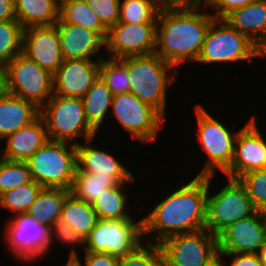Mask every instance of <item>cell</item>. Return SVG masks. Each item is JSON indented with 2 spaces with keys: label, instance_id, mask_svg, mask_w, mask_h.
<instances>
[{
  "label": "cell",
  "instance_id": "33",
  "mask_svg": "<svg viewBox=\"0 0 266 266\" xmlns=\"http://www.w3.org/2000/svg\"><path fill=\"white\" fill-rule=\"evenodd\" d=\"M24 28L18 20L0 22V60L6 65L23 51Z\"/></svg>",
  "mask_w": 266,
  "mask_h": 266
},
{
  "label": "cell",
  "instance_id": "44",
  "mask_svg": "<svg viewBox=\"0 0 266 266\" xmlns=\"http://www.w3.org/2000/svg\"><path fill=\"white\" fill-rule=\"evenodd\" d=\"M9 20H17L14 9V0H0V22Z\"/></svg>",
  "mask_w": 266,
  "mask_h": 266
},
{
  "label": "cell",
  "instance_id": "21",
  "mask_svg": "<svg viewBox=\"0 0 266 266\" xmlns=\"http://www.w3.org/2000/svg\"><path fill=\"white\" fill-rule=\"evenodd\" d=\"M44 119L39 116L28 126L8 135L0 144V157L9 161L26 162L49 141ZM2 147V148H1Z\"/></svg>",
  "mask_w": 266,
  "mask_h": 266
},
{
  "label": "cell",
  "instance_id": "31",
  "mask_svg": "<svg viewBox=\"0 0 266 266\" xmlns=\"http://www.w3.org/2000/svg\"><path fill=\"white\" fill-rule=\"evenodd\" d=\"M42 188L40 184L32 180L27 184L4 192L0 195L1 211H4V209L9 210L10 214L8 213V215L10 216L27 213Z\"/></svg>",
  "mask_w": 266,
  "mask_h": 266
},
{
  "label": "cell",
  "instance_id": "34",
  "mask_svg": "<svg viewBox=\"0 0 266 266\" xmlns=\"http://www.w3.org/2000/svg\"><path fill=\"white\" fill-rule=\"evenodd\" d=\"M158 12L154 0H121L118 22L157 23Z\"/></svg>",
  "mask_w": 266,
  "mask_h": 266
},
{
  "label": "cell",
  "instance_id": "15",
  "mask_svg": "<svg viewBox=\"0 0 266 266\" xmlns=\"http://www.w3.org/2000/svg\"><path fill=\"white\" fill-rule=\"evenodd\" d=\"M255 115L257 114H252L239 130L233 159L230 168L223 174L224 177L238 180L248 172L266 168V137L259 128Z\"/></svg>",
  "mask_w": 266,
  "mask_h": 266
},
{
  "label": "cell",
  "instance_id": "6",
  "mask_svg": "<svg viewBox=\"0 0 266 266\" xmlns=\"http://www.w3.org/2000/svg\"><path fill=\"white\" fill-rule=\"evenodd\" d=\"M40 116L44 119L51 141L76 145L103 135L88 123L82 98L53 94L40 108Z\"/></svg>",
  "mask_w": 266,
  "mask_h": 266
},
{
  "label": "cell",
  "instance_id": "49",
  "mask_svg": "<svg viewBox=\"0 0 266 266\" xmlns=\"http://www.w3.org/2000/svg\"><path fill=\"white\" fill-rule=\"evenodd\" d=\"M211 266H226L223 261L219 258Z\"/></svg>",
  "mask_w": 266,
  "mask_h": 266
},
{
  "label": "cell",
  "instance_id": "26",
  "mask_svg": "<svg viewBox=\"0 0 266 266\" xmlns=\"http://www.w3.org/2000/svg\"><path fill=\"white\" fill-rule=\"evenodd\" d=\"M16 19L24 29L55 25L59 20L57 0H14Z\"/></svg>",
  "mask_w": 266,
  "mask_h": 266
},
{
  "label": "cell",
  "instance_id": "12",
  "mask_svg": "<svg viewBox=\"0 0 266 266\" xmlns=\"http://www.w3.org/2000/svg\"><path fill=\"white\" fill-rule=\"evenodd\" d=\"M6 91L41 108L53 96V74L20 53L5 65Z\"/></svg>",
  "mask_w": 266,
  "mask_h": 266
},
{
  "label": "cell",
  "instance_id": "8",
  "mask_svg": "<svg viewBox=\"0 0 266 266\" xmlns=\"http://www.w3.org/2000/svg\"><path fill=\"white\" fill-rule=\"evenodd\" d=\"M26 162L32 180L42 187L71 190L77 169L75 144L49 140Z\"/></svg>",
  "mask_w": 266,
  "mask_h": 266
},
{
  "label": "cell",
  "instance_id": "40",
  "mask_svg": "<svg viewBox=\"0 0 266 266\" xmlns=\"http://www.w3.org/2000/svg\"><path fill=\"white\" fill-rule=\"evenodd\" d=\"M254 0H203L202 7L214 18L224 19L235 9L243 8ZM211 9V12L209 11Z\"/></svg>",
  "mask_w": 266,
  "mask_h": 266
},
{
  "label": "cell",
  "instance_id": "11",
  "mask_svg": "<svg viewBox=\"0 0 266 266\" xmlns=\"http://www.w3.org/2000/svg\"><path fill=\"white\" fill-rule=\"evenodd\" d=\"M138 219H98L85 238L84 251L108 253L121 258L134 251L143 239L142 216Z\"/></svg>",
  "mask_w": 266,
  "mask_h": 266
},
{
  "label": "cell",
  "instance_id": "43",
  "mask_svg": "<svg viewBox=\"0 0 266 266\" xmlns=\"http://www.w3.org/2000/svg\"><path fill=\"white\" fill-rule=\"evenodd\" d=\"M159 10L182 9L202 5L203 0H154Z\"/></svg>",
  "mask_w": 266,
  "mask_h": 266
},
{
  "label": "cell",
  "instance_id": "4",
  "mask_svg": "<svg viewBox=\"0 0 266 266\" xmlns=\"http://www.w3.org/2000/svg\"><path fill=\"white\" fill-rule=\"evenodd\" d=\"M203 105L199 102L193 108L196 117L193 119L197 122L194 125L196 135H193L196 136L195 140L199 144L198 149H202L200 151L204 152L203 159L206 161L196 176L219 177L221 175V179H224L222 174L230 168L234 155L235 139L241 128L236 129L237 124H234L231 126L233 130H231L230 125L225 124L226 121L219 117L216 119L215 114L212 116V112H208Z\"/></svg>",
  "mask_w": 266,
  "mask_h": 266
},
{
  "label": "cell",
  "instance_id": "46",
  "mask_svg": "<svg viewBox=\"0 0 266 266\" xmlns=\"http://www.w3.org/2000/svg\"><path fill=\"white\" fill-rule=\"evenodd\" d=\"M66 264L63 266H83L81 260L77 256L67 257Z\"/></svg>",
  "mask_w": 266,
  "mask_h": 266
},
{
  "label": "cell",
  "instance_id": "37",
  "mask_svg": "<svg viewBox=\"0 0 266 266\" xmlns=\"http://www.w3.org/2000/svg\"><path fill=\"white\" fill-rule=\"evenodd\" d=\"M50 240L51 252L55 250L53 249L56 248L54 247L56 246L55 244H60V247L65 246L63 248L68 247L67 249L69 250V253H66L69 257L79 256L81 253L77 250L78 248H80L81 252H84L85 238L71 227L62 223L60 220L56 221L50 228Z\"/></svg>",
  "mask_w": 266,
  "mask_h": 266
},
{
  "label": "cell",
  "instance_id": "23",
  "mask_svg": "<svg viewBox=\"0 0 266 266\" xmlns=\"http://www.w3.org/2000/svg\"><path fill=\"white\" fill-rule=\"evenodd\" d=\"M131 184L137 185L138 183H118L116 186L105 189L103 193L97 197L91 205L96 212L98 219H136V210L134 212L132 209L133 207H131L132 203H130V200L133 198L128 199L132 195L130 191H128V189L133 186ZM128 185L130 186L128 187Z\"/></svg>",
  "mask_w": 266,
  "mask_h": 266
},
{
  "label": "cell",
  "instance_id": "52",
  "mask_svg": "<svg viewBox=\"0 0 266 266\" xmlns=\"http://www.w3.org/2000/svg\"><path fill=\"white\" fill-rule=\"evenodd\" d=\"M65 1H67V0H57L58 4H61V3L65 2Z\"/></svg>",
  "mask_w": 266,
  "mask_h": 266
},
{
  "label": "cell",
  "instance_id": "14",
  "mask_svg": "<svg viewBox=\"0 0 266 266\" xmlns=\"http://www.w3.org/2000/svg\"><path fill=\"white\" fill-rule=\"evenodd\" d=\"M157 23L118 22L108 30L105 40L106 57L121 59L148 55L156 50Z\"/></svg>",
  "mask_w": 266,
  "mask_h": 266
},
{
  "label": "cell",
  "instance_id": "29",
  "mask_svg": "<svg viewBox=\"0 0 266 266\" xmlns=\"http://www.w3.org/2000/svg\"><path fill=\"white\" fill-rule=\"evenodd\" d=\"M57 23H70L95 31L104 41L108 30L102 25L98 16L85 0H67L59 4V20Z\"/></svg>",
  "mask_w": 266,
  "mask_h": 266
},
{
  "label": "cell",
  "instance_id": "13",
  "mask_svg": "<svg viewBox=\"0 0 266 266\" xmlns=\"http://www.w3.org/2000/svg\"><path fill=\"white\" fill-rule=\"evenodd\" d=\"M159 246L165 266H211L219 259L217 237L206 229L169 236Z\"/></svg>",
  "mask_w": 266,
  "mask_h": 266
},
{
  "label": "cell",
  "instance_id": "22",
  "mask_svg": "<svg viewBox=\"0 0 266 266\" xmlns=\"http://www.w3.org/2000/svg\"><path fill=\"white\" fill-rule=\"evenodd\" d=\"M40 116L34 103L5 93L0 98V143L8 135L28 126Z\"/></svg>",
  "mask_w": 266,
  "mask_h": 266
},
{
  "label": "cell",
  "instance_id": "9",
  "mask_svg": "<svg viewBox=\"0 0 266 266\" xmlns=\"http://www.w3.org/2000/svg\"><path fill=\"white\" fill-rule=\"evenodd\" d=\"M8 219L5 226L3 225L2 236L4 245L12 258H15L13 260H17L20 265L23 262L30 265L44 261L50 256L51 240L48 226L38 223L27 213L14 214Z\"/></svg>",
  "mask_w": 266,
  "mask_h": 266
},
{
  "label": "cell",
  "instance_id": "32",
  "mask_svg": "<svg viewBox=\"0 0 266 266\" xmlns=\"http://www.w3.org/2000/svg\"><path fill=\"white\" fill-rule=\"evenodd\" d=\"M100 77L113 95L129 93V70L121 59L103 57L100 60Z\"/></svg>",
  "mask_w": 266,
  "mask_h": 266
},
{
  "label": "cell",
  "instance_id": "48",
  "mask_svg": "<svg viewBox=\"0 0 266 266\" xmlns=\"http://www.w3.org/2000/svg\"><path fill=\"white\" fill-rule=\"evenodd\" d=\"M258 257L260 259V263L262 266H266V244L265 246L259 251Z\"/></svg>",
  "mask_w": 266,
  "mask_h": 266
},
{
  "label": "cell",
  "instance_id": "7",
  "mask_svg": "<svg viewBox=\"0 0 266 266\" xmlns=\"http://www.w3.org/2000/svg\"><path fill=\"white\" fill-rule=\"evenodd\" d=\"M213 177L208 176L207 220L205 229L216 237L229 225L248 216L256 209L245 187L236 179L224 177L225 183L215 188ZM220 187V188H219ZM214 188V189H213Z\"/></svg>",
  "mask_w": 266,
  "mask_h": 266
},
{
  "label": "cell",
  "instance_id": "39",
  "mask_svg": "<svg viewBox=\"0 0 266 266\" xmlns=\"http://www.w3.org/2000/svg\"><path fill=\"white\" fill-rule=\"evenodd\" d=\"M88 6L98 16L102 25L109 30L119 21L121 0H85Z\"/></svg>",
  "mask_w": 266,
  "mask_h": 266
},
{
  "label": "cell",
  "instance_id": "18",
  "mask_svg": "<svg viewBox=\"0 0 266 266\" xmlns=\"http://www.w3.org/2000/svg\"><path fill=\"white\" fill-rule=\"evenodd\" d=\"M22 53L54 74L63 63L56 25L24 29Z\"/></svg>",
  "mask_w": 266,
  "mask_h": 266
},
{
  "label": "cell",
  "instance_id": "5",
  "mask_svg": "<svg viewBox=\"0 0 266 266\" xmlns=\"http://www.w3.org/2000/svg\"><path fill=\"white\" fill-rule=\"evenodd\" d=\"M257 49L258 45L248 36L240 33L224 19L214 18L195 65L219 68L220 64L225 66L224 64L231 65L232 62L252 64L253 60H257Z\"/></svg>",
  "mask_w": 266,
  "mask_h": 266
},
{
  "label": "cell",
  "instance_id": "35",
  "mask_svg": "<svg viewBox=\"0 0 266 266\" xmlns=\"http://www.w3.org/2000/svg\"><path fill=\"white\" fill-rule=\"evenodd\" d=\"M31 181L27 162L9 161L0 157V195Z\"/></svg>",
  "mask_w": 266,
  "mask_h": 266
},
{
  "label": "cell",
  "instance_id": "20",
  "mask_svg": "<svg viewBox=\"0 0 266 266\" xmlns=\"http://www.w3.org/2000/svg\"><path fill=\"white\" fill-rule=\"evenodd\" d=\"M63 61L73 59L101 60L105 41L95 32L70 23H56ZM104 52V53H103Z\"/></svg>",
  "mask_w": 266,
  "mask_h": 266
},
{
  "label": "cell",
  "instance_id": "36",
  "mask_svg": "<svg viewBox=\"0 0 266 266\" xmlns=\"http://www.w3.org/2000/svg\"><path fill=\"white\" fill-rule=\"evenodd\" d=\"M118 266H165L158 243L144 241L131 253L119 258Z\"/></svg>",
  "mask_w": 266,
  "mask_h": 266
},
{
  "label": "cell",
  "instance_id": "51",
  "mask_svg": "<svg viewBox=\"0 0 266 266\" xmlns=\"http://www.w3.org/2000/svg\"><path fill=\"white\" fill-rule=\"evenodd\" d=\"M262 214H263L264 219H265V222H266V210H264V211L262 212Z\"/></svg>",
  "mask_w": 266,
  "mask_h": 266
},
{
  "label": "cell",
  "instance_id": "50",
  "mask_svg": "<svg viewBox=\"0 0 266 266\" xmlns=\"http://www.w3.org/2000/svg\"><path fill=\"white\" fill-rule=\"evenodd\" d=\"M0 74H5V64L0 60Z\"/></svg>",
  "mask_w": 266,
  "mask_h": 266
},
{
  "label": "cell",
  "instance_id": "10",
  "mask_svg": "<svg viewBox=\"0 0 266 266\" xmlns=\"http://www.w3.org/2000/svg\"><path fill=\"white\" fill-rule=\"evenodd\" d=\"M109 118L123 128L124 134L128 132L131 140L144 146L159 140V132L165 131L167 121L155 108L130 92L113 95Z\"/></svg>",
  "mask_w": 266,
  "mask_h": 266
},
{
  "label": "cell",
  "instance_id": "17",
  "mask_svg": "<svg viewBox=\"0 0 266 266\" xmlns=\"http://www.w3.org/2000/svg\"><path fill=\"white\" fill-rule=\"evenodd\" d=\"M219 253L258 254L266 244V222L256 211L229 225L217 236Z\"/></svg>",
  "mask_w": 266,
  "mask_h": 266
},
{
  "label": "cell",
  "instance_id": "30",
  "mask_svg": "<svg viewBox=\"0 0 266 266\" xmlns=\"http://www.w3.org/2000/svg\"><path fill=\"white\" fill-rule=\"evenodd\" d=\"M117 184L118 182L111 175L97 176L76 169L70 192L76 198L92 204L105 189Z\"/></svg>",
  "mask_w": 266,
  "mask_h": 266
},
{
  "label": "cell",
  "instance_id": "25",
  "mask_svg": "<svg viewBox=\"0 0 266 266\" xmlns=\"http://www.w3.org/2000/svg\"><path fill=\"white\" fill-rule=\"evenodd\" d=\"M82 101L88 123L99 134L103 133V128L107 129L105 124H111L107 120L110 117L113 94L100 76L82 97Z\"/></svg>",
  "mask_w": 266,
  "mask_h": 266
},
{
  "label": "cell",
  "instance_id": "24",
  "mask_svg": "<svg viewBox=\"0 0 266 266\" xmlns=\"http://www.w3.org/2000/svg\"><path fill=\"white\" fill-rule=\"evenodd\" d=\"M224 20L259 45L266 39V0H254L243 8L235 9Z\"/></svg>",
  "mask_w": 266,
  "mask_h": 266
},
{
  "label": "cell",
  "instance_id": "41",
  "mask_svg": "<svg viewBox=\"0 0 266 266\" xmlns=\"http://www.w3.org/2000/svg\"><path fill=\"white\" fill-rule=\"evenodd\" d=\"M219 258L226 266H262L258 254L219 253Z\"/></svg>",
  "mask_w": 266,
  "mask_h": 266
},
{
  "label": "cell",
  "instance_id": "45",
  "mask_svg": "<svg viewBox=\"0 0 266 266\" xmlns=\"http://www.w3.org/2000/svg\"><path fill=\"white\" fill-rule=\"evenodd\" d=\"M257 59L264 60L266 59V39H264L259 45L257 49Z\"/></svg>",
  "mask_w": 266,
  "mask_h": 266
},
{
  "label": "cell",
  "instance_id": "3",
  "mask_svg": "<svg viewBox=\"0 0 266 266\" xmlns=\"http://www.w3.org/2000/svg\"><path fill=\"white\" fill-rule=\"evenodd\" d=\"M121 60L129 70V92L155 108L167 120V96H171L168 95L169 91L179 79L181 70L165 62L156 53L128 56Z\"/></svg>",
  "mask_w": 266,
  "mask_h": 266
},
{
  "label": "cell",
  "instance_id": "42",
  "mask_svg": "<svg viewBox=\"0 0 266 266\" xmlns=\"http://www.w3.org/2000/svg\"><path fill=\"white\" fill-rule=\"evenodd\" d=\"M77 257L81 260L83 266H118L119 261L118 257L108 253H91L84 251L81 256Z\"/></svg>",
  "mask_w": 266,
  "mask_h": 266
},
{
  "label": "cell",
  "instance_id": "2",
  "mask_svg": "<svg viewBox=\"0 0 266 266\" xmlns=\"http://www.w3.org/2000/svg\"><path fill=\"white\" fill-rule=\"evenodd\" d=\"M213 20L202 5L159 10L155 53L178 70L195 64Z\"/></svg>",
  "mask_w": 266,
  "mask_h": 266
},
{
  "label": "cell",
  "instance_id": "1",
  "mask_svg": "<svg viewBox=\"0 0 266 266\" xmlns=\"http://www.w3.org/2000/svg\"><path fill=\"white\" fill-rule=\"evenodd\" d=\"M190 176L179 181L155 206L142 216L143 239L160 243L165 238L205 229L207 220L208 176ZM180 185V186H179ZM162 198V199H161ZM161 200V201H160Z\"/></svg>",
  "mask_w": 266,
  "mask_h": 266
},
{
  "label": "cell",
  "instance_id": "28",
  "mask_svg": "<svg viewBox=\"0 0 266 266\" xmlns=\"http://www.w3.org/2000/svg\"><path fill=\"white\" fill-rule=\"evenodd\" d=\"M59 220L86 238L96 225L98 217L90 203L76 198L70 192L65 198Z\"/></svg>",
  "mask_w": 266,
  "mask_h": 266
},
{
  "label": "cell",
  "instance_id": "38",
  "mask_svg": "<svg viewBox=\"0 0 266 266\" xmlns=\"http://www.w3.org/2000/svg\"><path fill=\"white\" fill-rule=\"evenodd\" d=\"M238 180L247 190L256 211L266 210V168L248 172Z\"/></svg>",
  "mask_w": 266,
  "mask_h": 266
},
{
  "label": "cell",
  "instance_id": "19",
  "mask_svg": "<svg viewBox=\"0 0 266 266\" xmlns=\"http://www.w3.org/2000/svg\"><path fill=\"white\" fill-rule=\"evenodd\" d=\"M100 76V60L63 61L53 74V94L82 98Z\"/></svg>",
  "mask_w": 266,
  "mask_h": 266
},
{
  "label": "cell",
  "instance_id": "16",
  "mask_svg": "<svg viewBox=\"0 0 266 266\" xmlns=\"http://www.w3.org/2000/svg\"><path fill=\"white\" fill-rule=\"evenodd\" d=\"M97 138L99 140V135L76 144L77 170L97 176L111 175L118 183L136 182V174L129 169L131 167H128L123 159L115 156L111 148L108 150L102 144V149L101 143H97Z\"/></svg>",
  "mask_w": 266,
  "mask_h": 266
},
{
  "label": "cell",
  "instance_id": "47",
  "mask_svg": "<svg viewBox=\"0 0 266 266\" xmlns=\"http://www.w3.org/2000/svg\"><path fill=\"white\" fill-rule=\"evenodd\" d=\"M5 74H0V98L6 93Z\"/></svg>",
  "mask_w": 266,
  "mask_h": 266
},
{
  "label": "cell",
  "instance_id": "27",
  "mask_svg": "<svg viewBox=\"0 0 266 266\" xmlns=\"http://www.w3.org/2000/svg\"><path fill=\"white\" fill-rule=\"evenodd\" d=\"M70 190L58 188H42L27 214L38 223L51 228L61 217L66 196Z\"/></svg>",
  "mask_w": 266,
  "mask_h": 266
}]
</instances>
